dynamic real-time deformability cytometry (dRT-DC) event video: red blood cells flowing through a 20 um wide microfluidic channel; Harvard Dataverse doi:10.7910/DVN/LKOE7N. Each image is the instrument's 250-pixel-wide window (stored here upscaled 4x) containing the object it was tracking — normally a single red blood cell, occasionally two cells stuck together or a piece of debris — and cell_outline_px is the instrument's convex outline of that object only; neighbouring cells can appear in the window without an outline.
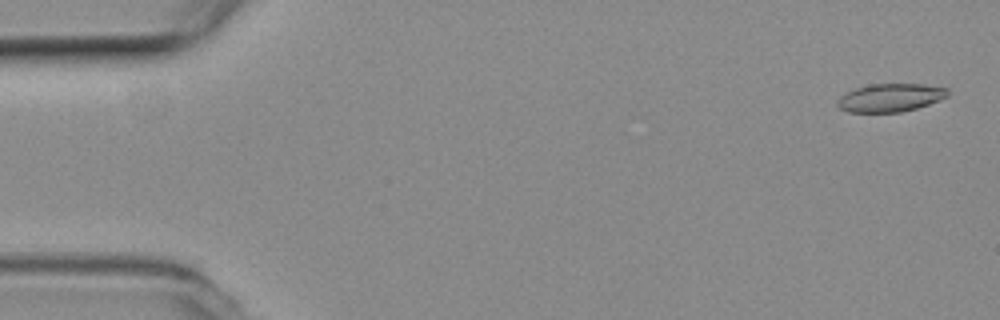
{"species": "common noctule bat (a hibernating species)", "species_latin": "Nyctalus noctula", "temperature_condition": "room temperature", "stored_images_in_passage": 50, "camera_frame_rate_fps": 3000, "um_per_image_px": 0.085, "animal": {"sex": "female", "body_mass_g": 19.3, "forearm_length_mm": 54.1}, "frame": {"image": 1, "passage_image": 2, "time_ms": 0.333, "image_size_px": [1000, 320], "cell_outline_px": [[948, 96], [928, 104], [916, 108], [900, 112], [848, 112], [840, 108], [836, 104], [836, 100], [840, 96], [856, 88], [868, 84], [924, 84], [948, 88]], "centroid_in_image_um": [75.66, 8.3], "position_along_channel_um": 9.3, "area_um2": 18.03}}
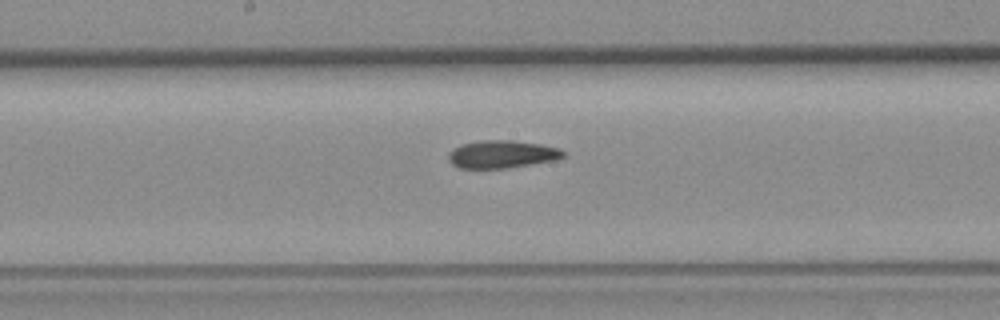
{"frame": {"image": 2, "passage_image": 28, "time_ms": 9.0, "image_size_px": [1000, 320], "cell_outline_px": [[564, 156], [556, 160], [508, 168], [460, 168], [452, 164], [448, 160], [448, 152], [452, 148], [460, 144], [480, 140], [512, 140], [540, 144], [560, 148], [564, 152]], "centroid_in_image_um": [42.63, 13.1], "position_along_channel_um": 205.6, "area_um2": 18.73}}
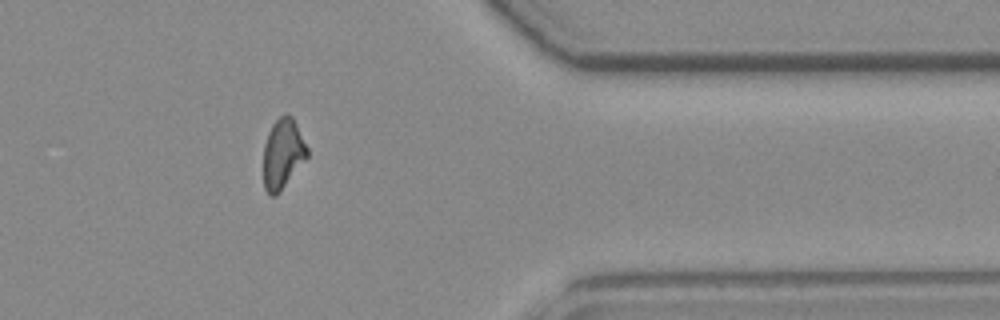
{"frame": {"image": 3, "passage_image": 44, "time_ms": 14.333, "image_size_px": [1000, 320], "cell_outline_px": [[308, 156], [280, 192], [276, 196], [268, 196], [264, 188], [264, 144], [268, 132], [272, 124], [280, 116], [288, 112], [292, 116], [308, 148]], "centroid_in_image_um": [24.03, 13.08], "position_along_channel_um": 387.4, "area_um2": 17.92}}